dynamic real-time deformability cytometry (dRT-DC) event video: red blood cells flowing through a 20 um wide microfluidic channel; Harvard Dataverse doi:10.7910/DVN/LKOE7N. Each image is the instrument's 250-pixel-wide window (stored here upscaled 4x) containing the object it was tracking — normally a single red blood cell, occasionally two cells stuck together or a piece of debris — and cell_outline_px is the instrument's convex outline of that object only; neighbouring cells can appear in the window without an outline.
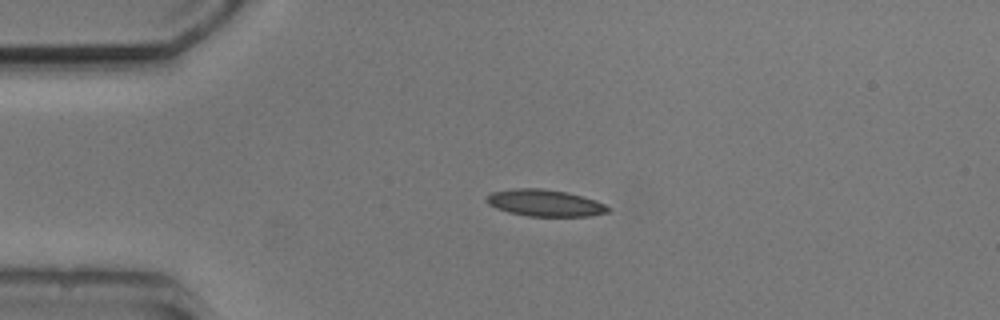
{"species": "common noctule bat (a hibernating species)", "species_latin": "Nyctalus noctula", "temperature_condition": "cold", "stored_images_in_passage": 3, "camera_frame_rate_fps": 3000, "um_per_image_px": 0.085, "animal": {"sex": "male", "body_mass_g": 20.5, "forearm_length_mm": 52.5}, "frame": {"image": 1, "passage_image": 1, "time_ms": 0.0, "image_size_px": [1000, 320], "cell_outline_px": [[612, 208], [608, 212], [588, 216], [528, 216], [508, 212], [496, 208], [488, 204], [484, 200], [492, 192], [516, 188], [544, 188], [568, 192], [596, 200]], "centroid_in_image_um": [46.32, 17.25], "position_along_channel_um": 38.7, "area_um2": 19.02}}